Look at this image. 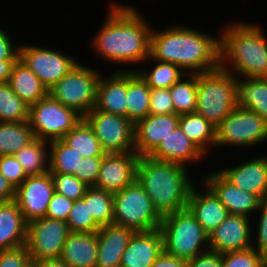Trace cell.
Instances as JSON below:
<instances>
[{
	"label": "cell",
	"mask_w": 267,
	"mask_h": 267,
	"mask_svg": "<svg viewBox=\"0 0 267 267\" xmlns=\"http://www.w3.org/2000/svg\"><path fill=\"white\" fill-rule=\"evenodd\" d=\"M112 2L107 8V17L100 30L91 38V49L106 62L117 65L118 71H135L150 56L152 24L134 5ZM108 60V61H107ZM117 63V64H116ZM120 66H119V65ZM136 68L121 69V66Z\"/></svg>",
	"instance_id": "obj_1"
},
{
	"label": "cell",
	"mask_w": 267,
	"mask_h": 267,
	"mask_svg": "<svg viewBox=\"0 0 267 267\" xmlns=\"http://www.w3.org/2000/svg\"><path fill=\"white\" fill-rule=\"evenodd\" d=\"M161 30L152 26L150 56L142 65L151 60L169 62L186 74L207 73L220 67L219 36L181 24Z\"/></svg>",
	"instance_id": "obj_2"
},
{
	"label": "cell",
	"mask_w": 267,
	"mask_h": 267,
	"mask_svg": "<svg viewBox=\"0 0 267 267\" xmlns=\"http://www.w3.org/2000/svg\"><path fill=\"white\" fill-rule=\"evenodd\" d=\"M244 22L222 26L220 68L236 78L267 77V34L261 24Z\"/></svg>",
	"instance_id": "obj_3"
},
{
	"label": "cell",
	"mask_w": 267,
	"mask_h": 267,
	"mask_svg": "<svg viewBox=\"0 0 267 267\" xmlns=\"http://www.w3.org/2000/svg\"><path fill=\"white\" fill-rule=\"evenodd\" d=\"M190 171L178 163L139 156L136 180L151 199L156 212L164 217L187 208L195 183Z\"/></svg>",
	"instance_id": "obj_4"
},
{
	"label": "cell",
	"mask_w": 267,
	"mask_h": 267,
	"mask_svg": "<svg viewBox=\"0 0 267 267\" xmlns=\"http://www.w3.org/2000/svg\"><path fill=\"white\" fill-rule=\"evenodd\" d=\"M160 230L167 254L190 261L209 251V234L188 208L162 217Z\"/></svg>",
	"instance_id": "obj_5"
},
{
	"label": "cell",
	"mask_w": 267,
	"mask_h": 267,
	"mask_svg": "<svg viewBox=\"0 0 267 267\" xmlns=\"http://www.w3.org/2000/svg\"><path fill=\"white\" fill-rule=\"evenodd\" d=\"M237 107V78L221 69L197 74L196 113L215 127Z\"/></svg>",
	"instance_id": "obj_6"
},
{
	"label": "cell",
	"mask_w": 267,
	"mask_h": 267,
	"mask_svg": "<svg viewBox=\"0 0 267 267\" xmlns=\"http://www.w3.org/2000/svg\"><path fill=\"white\" fill-rule=\"evenodd\" d=\"M162 217L144 188L136 180L123 190L113 193V223L134 231H151L160 228Z\"/></svg>",
	"instance_id": "obj_7"
},
{
	"label": "cell",
	"mask_w": 267,
	"mask_h": 267,
	"mask_svg": "<svg viewBox=\"0 0 267 267\" xmlns=\"http://www.w3.org/2000/svg\"><path fill=\"white\" fill-rule=\"evenodd\" d=\"M103 72L80 61L49 89V94L62 105L76 110L83 117L95 108L97 84Z\"/></svg>",
	"instance_id": "obj_8"
},
{
	"label": "cell",
	"mask_w": 267,
	"mask_h": 267,
	"mask_svg": "<svg viewBox=\"0 0 267 267\" xmlns=\"http://www.w3.org/2000/svg\"><path fill=\"white\" fill-rule=\"evenodd\" d=\"M267 141V121L256 112L236 107L216 126L215 147L249 148ZM241 147V148H240ZM251 147V148H250Z\"/></svg>",
	"instance_id": "obj_9"
},
{
	"label": "cell",
	"mask_w": 267,
	"mask_h": 267,
	"mask_svg": "<svg viewBox=\"0 0 267 267\" xmlns=\"http://www.w3.org/2000/svg\"><path fill=\"white\" fill-rule=\"evenodd\" d=\"M82 120L76 110L62 105L50 94L29 106V125L34 137L41 140L62 139Z\"/></svg>",
	"instance_id": "obj_10"
},
{
	"label": "cell",
	"mask_w": 267,
	"mask_h": 267,
	"mask_svg": "<svg viewBox=\"0 0 267 267\" xmlns=\"http://www.w3.org/2000/svg\"><path fill=\"white\" fill-rule=\"evenodd\" d=\"M83 119L106 154L135 152V125L127 117L94 108Z\"/></svg>",
	"instance_id": "obj_11"
},
{
	"label": "cell",
	"mask_w": 267,
	"mask_h": 267,
	"mask_svg": "<svg viewBox=\"0 0 267 267\" xmlns=\"http://www.w3.org/2000/svg\"><path fill=\"white\" fill-rule=\"evenodd\" d=\"M63 51L47 46L21 44L19 59L42 81L49 90L63 76L68 74L79 61Z\"/></svg>",
	"instance_id": "obj_12"
},
{
	"label": "cell",
	"mask_w": 267,
	"mask_h": 267,
	"mask_svg": "<svg viewBox=\"0 0 267 267\" xmlns=\"http://www.w3.org/2000/svg\"><path fill=\"white\" fill-rule=\"evenodd\" d=\"M70 231L65 221L43 217L27 223L26 247L30 258H60Z\"/></svg>",
	"instance_id": "obj_13"
},
{
	"label": "cell",
	"mask_w": 267,
	"mask_h": 267,
	"mask_svg": "<svg viewBox=\"0 0 267 267\" xmlns=\"http://www.w3.org/2000/svg\"><path fill=\"white\" fill-rule=\"evenodd\" d=\"M55 192L50 172L29 175L16 188L14 201L27 223L46 216L48 205Z\"/></svg>",
	"instance_id": "obj_14"
},
{
	"label": "cell",
	"mask_w": 267,
	"mask_h": 267,
	"mask_svg": "<svg viewBox=\"0 0 267 267\" xmlns=\"http://www.w3.org/2000/svg\"><path fill=\"white\" fill-rule=\"evenodd\" d=\"M254 223L251 217L229 214L209 234V250L219 254H225L252 248V242L254 241L252 238Z\"/></svg>",
	"instance_id": "obj_15"
},
{
	"label": "cell",
	"mask_w": 267,
	"mask_h": 267,
	"mask_svg": "<svg viewBox=\"0 0 267 267\" xmlns=\"http://www.w3.org/2000/svg\"><path fill=\"white\" fill-rule=\"evenodd\" d=\"M138 161L135 152L105 154L93 187L115 193L130 186L136 181Z\"/></svg>",
	"instance_id": "obj_16"
},
{
	"label": "cell",
	"mask_w": 267,
	"mask_h": 267,
	"mask_svg": "<svg viewBox=\"0 0 267 267\" xmlns=\"http://www.w3.org/2000/svg\"><path fill=\"white\" fill-rule=\"evenodd\" d=\"M219 198L227 208L230 215H243L251 217L262 200L255 194L243 191L227 181L217 170L208 172L201 179Z\"/></svg>",
	"instance_id": "obj_17"
},
{
	"label": "cell",
	"mask_w": 267,
	"mask_h": 267,
	"mask_svg": "<svg viewBox=\"0 0 267 267\" xmlns=\"http://www.w3.org/2000/svg\"><path fill=\"white\" fill-rule=\"evenodd\" d=\"M217 171L239 189L267 199V154Z\"/></svg>",
	"instance_id": "obj_18"
},
{
	"label": "cell",
	"mask_w": 267,
	"mask_h": 267,
	"mask_svg": "<svg viewBox=\"0 0 267 267\" xmlns=\"http://www.w3.org/2000/svg\"><path fill=\"white\" fill-rule=\"evenodd\" d=\"M177 114L152 115L135 124V153L139 156H150L166 139L171 132L179 126Z\"/></svg>",
	"instance_id": "obj_19"
},
{
	"label": "cell",
	"mask_w": 267,
	"mask_h": 267,
	"mask_svg": "<svg viewBox=\"0 0 267 267\" xmlns=\"http://www.w3.org/2000/svg\"><path fill=\"white\" fill-rule=\"evenodd\" d=\"M201 183L203 191L197 188L198 184L192 186L187 208L202 228L210 234L229 216V212L214 192L205 183L202 181Z\"/></svg>",
	"instance_id": "obj_20"
},
{
	"label": "cell",
	"mask_w": 267,
	"mask_h": 267,
	"mask_svg": "<svg viewBox=\"0 0 267 267\" xmlns=\"http://www.w3.org/2000/svg\"><path fill=\"white\" fill-rule=\"evenodd\" d=\"M163 250L160 228L135 232L122 255L120 267H151Z\"/></svg>",
	"instance_id": "obj_21"
},
{
	"label": "cell",
	"mask_w": 267,
	"mask_h": 267,
	"mask_svg": "<svg viewBox=\"0 0 267 267\" xmlns=\"http://www.w3.org/2000/svg\"><path fill=\"white\" fill-rule=\"evenodd\" d=\"M135 232L131 228L114 223L101 226L97 231L96 267H120L122 255Z\"/></svg>",
	"instance_id": "obj_22"
},
{
	"label": "cell",
	"mask_w": 267,
	"mask_h": 267,
	"mask_svg": "<svg viewBox=\"0 0 267 267\" xmlns=\"http://www.w3.org/2000/svg\"><path fill=\"white\" fill-rule=\"evenodd\" d=\"M95 108L127 117V71L101 75L97 84Z\"/></svg>",
	"instance_id": "obj_23"
},
{
	"label": "cell",
	"mask_w": 267,
	"mask_h": 267,
	"mask_svg": "<svg viewBox=\"0 0 267 267\" xmlns=\"http://www.w3.org/2000/svg\"><path fill=\"white\" fill-rule=\"evenodd\" d=\"M150 156L157 160L178 163L186 167L201 163V159L202 161L206 160V156L188 139L180 126L171 132L166 139H163Z\"/></svg>",
	"instance_id": "obj_24"
},
{
	"label": "cell",
	"mask_w": 267,
	"mask_h": 267,
	"mask_svg": "<svg viewBox=\"0 0 267 267\" xmlns=\"http://www.w3.org/2000/svg\"><path fill=\"white\" fill-rule=\"evenodd\" d=\"M97 257V232H70L60 258L68 267H96Z\"/></svg>",
	"instance_id": "obj_25"
},
{
	"label": "cell",
	"mask_w": 267,
	"mask_h": 267,
	"mask_svg": "<svg viewBox=\"0 0 267 267\" xmlns=\"http://www.w3.org/2000/svg\"><path fill=\"white\" fill-rule=\"evenodd\" d=\"M27 222L13 201L0 202V250L26 245Z\"/></svg>",
	"instance_id": "obj_26"
},
{
	"label": "cell",
	"mask_w": 267,
	"mask_h": 267,
	"mask_svg": "<svg viewBox=\"0 0 267 267\" xmlns=\"http://www.w3.org/2000/svg\"><path fill=\"white\" fill-rule=\"evenodd\" d=\"M8 83L28 106L49 94L47 87L19 58L13 65Z\"/></svg>",
	"instance_id": "obj_27"
},
{
	"label": "cell",
	"mask_w": 267,
	"mask_h": 267,
	"mask_svg": "<svg viewBox=\"0 0 267 267\" xmlns=\"http://www.w3.org/2000/svg\"><path fill=\"white\" fill-rule=\"evenodd\" d=\"M237 106L267 121V77L237 78Z\"/></svg>",
	"instance_id": "obj_28"
},
{
	"label": "cell",
	"mask_w": 267,
	"mask_h": 267,
	"mask_svg": "<svg viewBox=\"0 0 267 267\" xmlns=\"http://www.w3.org/2000/svg\"><path fill=\"white\" fill-rule=\"evenodd\" d=\"M179 126L205 156L213 152L210 149L216 144V127L211 122L193 112L180 115Z\"/></svg>",
	"instance_id": "obj_29"
},
{
	"label": "cell",
	"mask_w": 267,
	"mask_h": 267,
	"mask_svg": "<svg viewBox=\"0 0 267 267\" xmlns=\"http://www.w3.org/2000/svg\"><path fill=\"white\" fill-rule=\"evenodd\" d=\"M151 88L136 71H127V118L135 125L150 114Z\"/></svg>",
	"instance_id": "obj_30"
},
{
	"label": "cell",
	"mask_w": 267,
	"mask_h": 267,
	"mask_svg": "<svg viewBox=\"0 0 267 267\" xmlns=\"http://www.w3.org/2000/svg\"><path fill=\"white\" fill-rule=\"evenodd\" d=\"M14 156L28 176L49 172V141L34 138Z\"/></svg>",
	"instance_id": "obj_31"
},
{
	"label": "cell",
	"mask_w": 267,
	"mask_h": 267,
	"mask_svg": "<svg viewBox=\"0 0 267 267\" xmlns=\"http://www.w3.org/2000/svg\"><path fill=\"white\" fill-rule=\"evenodd\" d=\"M153 61L155 62L153 68L148 66L150 69H146L144 66V69L138 67L135 70L151 89H169L186 75V72L178 65L158 60Z\"/></svg>",
	"instance_id": "obj_32"
},
{
	"label": "cell",
	"mask_w": 267,
	"mask_h": 267,
	"mask_svg": "<svg viewBox=\"0 0 267 267\" xmlns=\"http://www.w3.org/2000/svg\"><path fill=\"white\" fill-rule=\"evenodd\" d=\"M34 138L28 121L0 122V156L14 155Z\"/></svg>",
	"instance_id": "obj_33"
},
{
	"label": "cell",
	"mask_w": 267,
	"mask_h": 267,
	"mask_svg": "<svg viewBox=\"0 0 267 267\" xmlns=\"http://www.w3.org/2000/svg\"><path fill=\"white\" fill-rule=\"evenodd\" d=\"M62 140L80 153L82 157L104 156L106 154L93 129L84 119L68 132Z\"/></svg>",
	"instance_id": "obj_34"
},
{
	"label": "cell",
	"mask_w": 267,
	"mask_h": 267,
	"mask_svg": "<svg viewBox=\"0 0 267 267\" xmlns=\"http://www.w3.org/2000/svg\"><path fill=\"white\" fill-rule=\"evenodd\" d=\"M82 155L62 139L49 142V172L75 175Z\"/></svg>",
	"instance_id": "obj_35"
},
{
	"label": "cell",
	"mask_w": 267,
	"mask_h": 267,
	"mask_svg": "<svg viewBox=\"0 0 267 267\" xmlns=\"http://www.w3.org/2000/svg\"><path fill=\"white\" fill-rule=\"evenodd\" d=\"M177 115L196 111L197 106V74H186L169 88Z\"/></svg>",
	"instance_id": "obj_36"
},
{
	"label": "cell",
	"mask_w": 267,
	"mask_h": 267,
	"mask_svg": "<svg viewBox=\"0 0 267 267\" xmlns=\"http://www.w3.org/2000/svg\"><path fill=\"white\" fill-rule=\"evenodd\" d=\"M29 106L11 89L10 84H0V122L28 121Z\"/></svg>",
	"instance_id": "obj_37"
},
{
	"label": "cell",
	"mask_w": 267,
	"mask_h": 267,
	"mask_svg": "<svg viewBox=\"0 0 267 267\" xmlns=\"http://www.w3.org/2000/svg\"><path fill=\"white\" fill-rule=\"evenodd\" d=\"M88 210L100 226L112 224L113 193L93 186L88 187Z\"/></svg>",
	"instance_id": "obj_38"
},
{
	"label": "cell",
	"mask_w": 267,
	"mask_h": 267,
	"mask_svg": "<svg viewBox=\"0 0 267 267\" xmlns=\"http://www.w3.org/2000/svg\"><path fill=\"white\" fill-rule=\"evenodd\" d=\"M66 223L70 232H97L100 229L88 210V188L81 199L74 201Z\"/></svg>",
	"instance_id": "obj_39"
},
{
	"label": "cell",
	"mask_w": 267,
	"mask_h": 267,
	"mask_svg": "<svg viewBox=\"0 0 267 267\" xmlns=\"http://www.w3.org/2000/svg\"><path fill=\"white\" fill-rule=\"evenodd\" d=\"M55 192L64 195L70 200L81 199L89 186L79 180L75 175L51 173Z\"/></svg>",
	"instance_id": "obj_40"
},
{
	"label": "cell",
	"mask_w": 267,
	"mask_h": 267,
	"mask_svg": "<svg viewBox=\"0 0 267 267\" xmlns=\"http://www.w3.org/2000/svg\"><path fill=\"white\" fill-rule=\"evenodd\" d=\"M222 267H267V259L252 247L222 254Z\"/></svg>",
	"instance_id": "obj_41"
},
{
	"label": "cell",
	"mask_w": 267,
	"mask_h": 267,
	"mask_svg": "<svg viewBox=\"0 0 267 267\" xmlns=\"http://www.w3.org/2000/svg\"><path fill=\"white\" fill-rule=\"evenodd\" d=\"M256 213H258L259 220L255 219L257 225H254L255 231L253 230L252 232L257 233L252 235V238H255V241L252 242V247L267 259V199L260 203Z\"/></svg>",
	"instance_id": "obj_42"
},
{
	"label": "cell",
	"mask_w": 267,
	"mask_h": 267,
	"mask_svg": "<svg viewBox=\"0 0 267 267\" xmlns=\"http://www.w3.org/2000/svg\"><path fill=\"white\" fill-rule=\"evenodd\" d=\"M0 173L16 189L28 177L21 164L14 155L0 156Z\"/></svg>",
	"instance_id": "obj_43"
},
{
	"label": "cell",
	"mask_w": 267,
	"mask_h": 267,
	"mask_svg": "<svg viewBox=\"0 0 267 267\" xmlns=\"http://www.w3.org/2000/svg\"><path fill=\"white\" fill-rule=\"evenodd\" d=\"M102 158L103 156L83 157L75 176L87 186H94L101 169Z\"/></svg>",
	"instance_id": "obj_44"
},
{
	"label": "cell",
	"mask_w": 267,
	"mask_h": 267,
	"mask_svg": "<svg viewBox=\"0 0 267 267\" xmlns=\"http://www.w3.org/2000/svg\"><path fill=\"white\" fill-rule=\"evenodd\" d=\"M150 114L152 115L175 114L172 96L169 89H151Z\"/></svg>",
	"instance_id": "obj_45"
},
{
	"label": "cell",
	"mask_w": 267,
	"mask_h": 267,
	"mask_svg": "<svg viewBox=\"0 0 267 267\" xmlns=\"http://www.w3.org/2000/svg\"><path fill=\"white\" fill-rule=\"evenodd\" d=\"M73 203V200L54 192L48 205L46 217L66 222Z\"/></svg>",
	"instance_id": "obj_46"
},
{
	"label": "cell",
	"mask_w": 267,
	"mask_h": 267,
	"mask_svg": "<svg viewBox=\"0 0 267 267\" xmlns=\"http://www.w3.org/2000/svg\"><path fill=\"white\" fill-rule=\"evenodd\" d=\"M30 259L26 245L0 250V267H24Z\"/></svg>",
	"instance_id": "obj_47"
},
{
	"label": "cell",
	"mask_w": 267,
	"mask_h": 267,
	"mask_svg": "<svg viewBox=\"0 0 267 267\" xmlns=\"http://www.w3.org/2000/svg\"><path fill=\"white\" fill-rule=\"evenodd\" d=\"M9 32L0 27V60H17L19 58V46L13 42ZM12 37V38H11Z\"/></svg>",
	"instance_id": "obj_48"
},
{
	"label": "cell",
	"mask_w": 267,
	"mask_h": 267,
	"mask_svg": "<svg viewBox=\"0 0 267 267\" xmlns=\"http://www.w3.org/2000/svg\"><path fill=\"white\" fill-rule=\"evenodd\" d=\"M188 267H222V254L209 250L188 261Z\"/></svg>",
	"instance_id": "obj_49"
},
{
	"label": "cell",
	"mask_w": 267,
	"mask_h": 267,
	"mask_svg": "<svg viewBox=\"0 0 267 267\" xmlns=\"http://www.w3.org/2000/svg\"><path fill=\"white\" fill-rule=\"evenodd\" d=\"M151 267H188V261L167 254L163 250Z\"/></svg>",
	"instance_id": "obj_50"
},
{
	"label": "cell",
	"mask_w": 267,
	"mask_h": 267,
	"mask_svg": "<svg viewBox=\"0 0 267 267\" xmlns=\"http://www.w3.org/2000/svg\"><path fill=\"white\" fill-rule=\"evenodd\" d=\"M15 191L13 185L0 173V202L13 201Z\"/></svg>",
	"instance_id": "obj_51"
},
{
	"label": "cell",
	"mask_w": 267,
	"mask_h": 267,
	"mask_svg": "<svg viewBox=\"0 0 267 267\" xmlns=\"http://www.w3.org/2000/svg\"><path fill=\"white\" fill-rule=\"evenodd\" d=\"M16 60H0V84L7 83Z\"/></svg>",
	"instance_id": "obj_52"
},
{
	"label": "cell",
	"mask_w": 267,
	"mask_h": 267,
	"mask_svg": "<svg viewBox=\"0 0 267 267\" xmlns=\"http://www.w3.org/2000/svg\"><path fill=\"white\" fill-rule=\"evenodd\" d=\"M38 267H68L61 258L38 260Z\"/></svg>",
	"instance_id": "obj_53"
},
{
	"label": "cell",
	"mask_w": 267,
	"mask_h": 267,
	"mask_svg": "<svg viewBox=\"0 0 267 267\" xmlns=\"http://www.w3.org/2000/svg\"><path fill=\"white\" fill-rule=\"evenodd\" d=\"M24 267H38V261L30 259Z\"/></svg>",
	"instance_id": "obj_54"
}]
</instances>
